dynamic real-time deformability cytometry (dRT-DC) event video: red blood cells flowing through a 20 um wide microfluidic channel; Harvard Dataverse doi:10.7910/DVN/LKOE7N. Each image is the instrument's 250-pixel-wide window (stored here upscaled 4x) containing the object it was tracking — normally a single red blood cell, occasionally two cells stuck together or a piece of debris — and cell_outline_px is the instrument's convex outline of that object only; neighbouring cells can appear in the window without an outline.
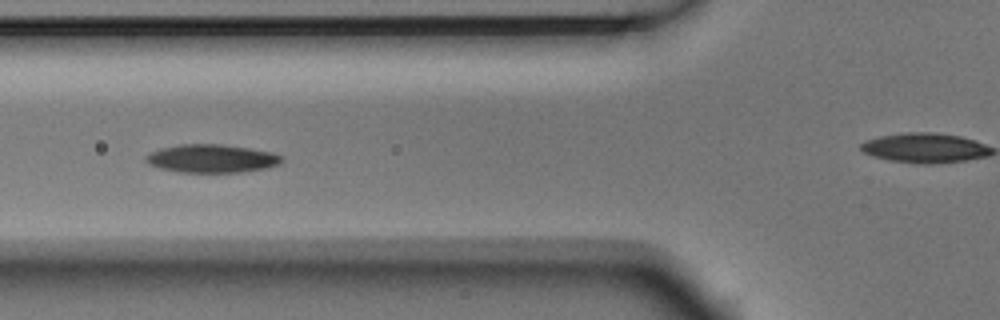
{"species": "Egyptian fruit bat (a non-hibernating species)", "species_latin": "Rousettus aegyptiacus", "temperature_condition": "room temperature", "stored_images_in_passage": 11, "camera_frame_rate_fps": 3000, "um_per_image_px": 0.085, "animal": {"sex": "male"}, "frame": {"image": 1, "passage_image": 5, "time_ms": 1.333, "image_size_px": [1000, 320], "cell_outline_px": [[284, 160], [280, 164], [268, 168], [244, 172], [180, 172], [160, 168], [148, 164], [144, 160], [152, 152], [160, 148], [180, 144], [220, 144], [248, 148], [272, 152], [280, 156]], "centroid_in_image_um": [18.02, 13.48], "position_along_channel_um": 107.8, "area_um2": 22.31}}
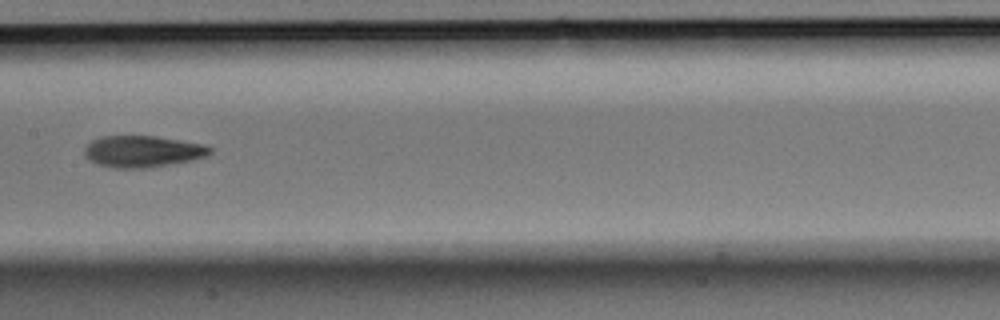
{"frame": {"image": 2, "passage_image": 8, "time_ms": 2.333, "image_size_px": [1000, 320], "cell_outline_px": [[212, 152], [204, 156], [192, 160], [148, 168], [112, 168], [96, 164], [88, 160], [84, 156], [84, 148], [92, 140], [100, 136], [156, 136], [204, 144], [212, 148]], "centroid_in_image_um": [12.08, 12.87], "position_along_channel_um": 195.3, "area_um2": 23.24}}
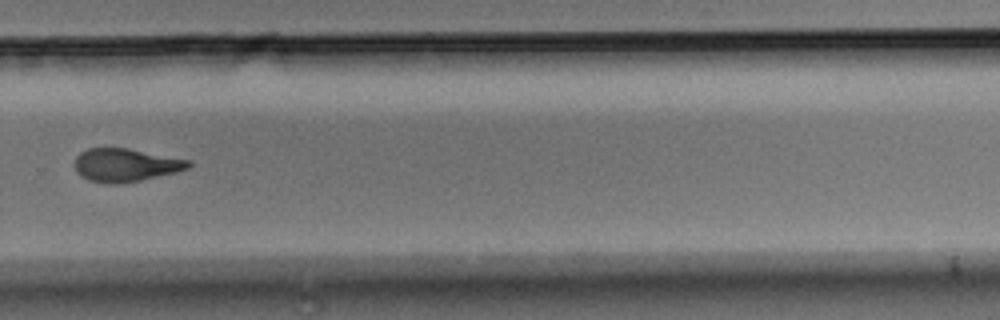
{"frame": {"image": 3, "passage_image": 11, "time_ms": 3.333, "image_size_px": [1000, 320], "cell_outline_px": [[192, 164], [188, 168], [176, 172], [140, 180], [116, 184], [108, 184], [88, 180], [80, 176], [76, 172], [76, 156], [80, 152], [88, 148], [128, 148], [192, 160]], "centroid_in_image_um": [10.68, 14.02], "position_along_channel_um": 319.1, "area_um2": 22.02}}